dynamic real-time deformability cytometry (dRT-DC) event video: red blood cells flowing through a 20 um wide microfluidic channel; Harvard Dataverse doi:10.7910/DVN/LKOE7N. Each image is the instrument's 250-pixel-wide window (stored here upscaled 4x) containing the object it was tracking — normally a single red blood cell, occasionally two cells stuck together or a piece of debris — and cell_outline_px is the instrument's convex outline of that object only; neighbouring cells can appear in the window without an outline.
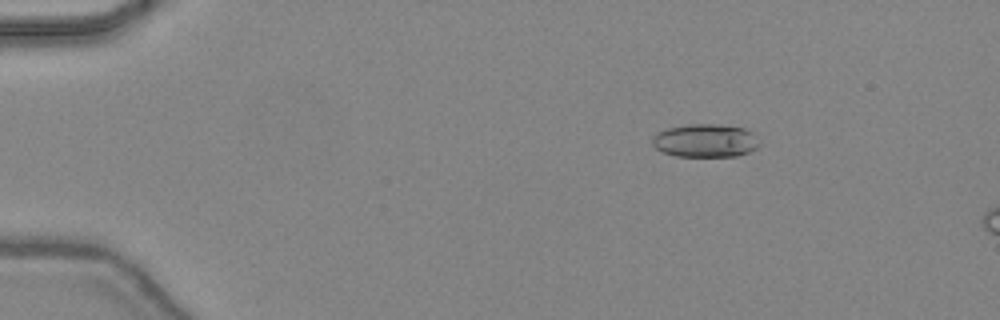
{"species": "common noctule bat (a hibernating species)", "species_latin": "Nyctalus noctula", "temperature_condition": "warm", "stored_images_in_passage": 13, "camera_frame_rate_fps": 3000, "um_per_image_px": 0.085, "animal": {"sex": "female", "body_mass_g": 24.6, "forearm_length_mm": 56.2}, "frame": {"image": 1, "passage_image": 8, "time_ms": 2.333, "image_size_px": [1000, 320], "cell_outline_px": [[760, 144], [756, 148], [748, 152], [736, 156], [676, 156], [660, 152], [652, 144], [652, 136], [668, 128], [688, 124], [720, 124], [744, 128], [752, 132]], "centroid_in_image_um": [59.94, 11.95], "position_along_channel_um": 25.1, "area_um2": 20.75}}